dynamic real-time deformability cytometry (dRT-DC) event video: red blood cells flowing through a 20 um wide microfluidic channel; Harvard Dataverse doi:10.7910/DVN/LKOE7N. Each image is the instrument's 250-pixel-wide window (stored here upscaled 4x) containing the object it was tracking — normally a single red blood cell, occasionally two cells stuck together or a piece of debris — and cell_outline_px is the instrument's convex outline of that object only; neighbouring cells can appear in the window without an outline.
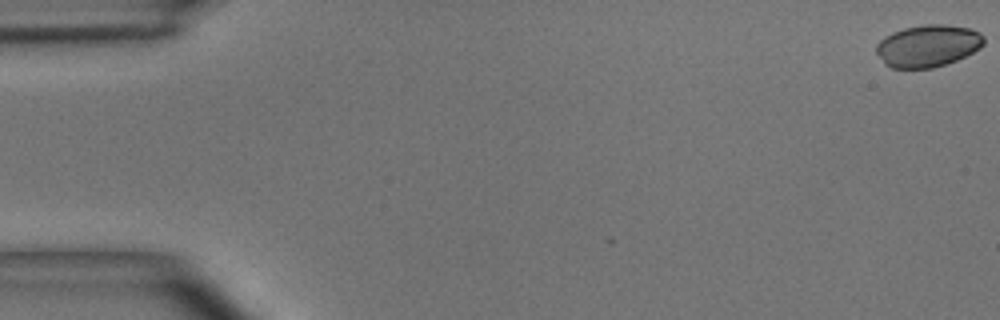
{"species": "common noctule bat (a hibernating species)", "species_latin": "Nyctalus noctula", "temperature_condition": "room temperature", "stored_images_in_passage": 2, "camera_frame_rate_fps": 3000, "um_per_image_px": 0.085, "animal": {"sex": "male", "body_mass_g": 15.6}, "frame": {"image": 1, "passage_image": 2, "time_ms": 0.333, "image_size_px": [1000, 320], "cell_outline_px": [[984, 44], [980, 48], [956, 60], [932, 68], [892, 68], [884, 64], [876, 52], [876, 44], [884, 36], [892, 32], [904, 28], [924, 24], [944, 24], [968, 28], [980, 32], [984, 36]], "centroid_in_image_um": [78.85, 3.89], "position_along_channel_um": 6.2, "area_um2": 26.41}}